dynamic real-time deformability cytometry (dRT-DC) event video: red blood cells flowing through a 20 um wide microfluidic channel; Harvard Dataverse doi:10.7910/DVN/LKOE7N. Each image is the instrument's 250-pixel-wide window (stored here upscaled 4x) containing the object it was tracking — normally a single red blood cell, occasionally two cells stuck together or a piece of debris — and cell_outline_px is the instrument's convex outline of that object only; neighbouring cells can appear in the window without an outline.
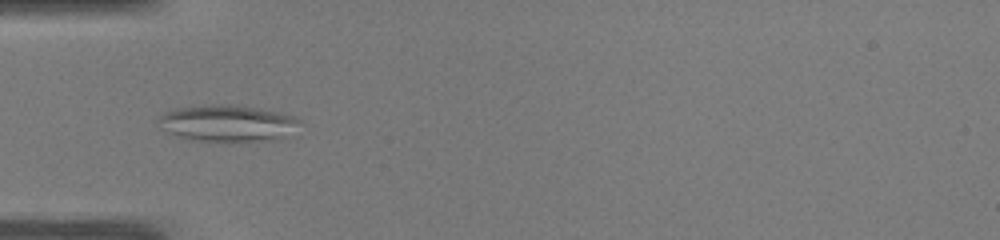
{"species": "common noctule bat (a hibernating species)", "species_latin": "Nyctalus noctula", "temperature_condition": "warm", "stored_images_in_passage": 37, "camera_frame_rate_fps": 3000, "um_per_image_px": 0.085, "animal": {"sex": "male", "body_mass_g": 19.0, "forearm_length_mm": 50.8}, "frame": {"image": 1, "passage_image": 3, "time_ms": 0.667, "image_size_px": [1000, 240], "cell_outline_px": [[300, 120], [280, 140], [192, 140], [176, 136], [160, 128], [156, 120], [160, 116], [168, 112], [180, 108], [204, 104], [236, 104], [280, 112], [292, 116]], "centroid_in_image_um": [19.27, 10.45], "position_along_channel_um": 65.7, "area_um2": 29.59}}
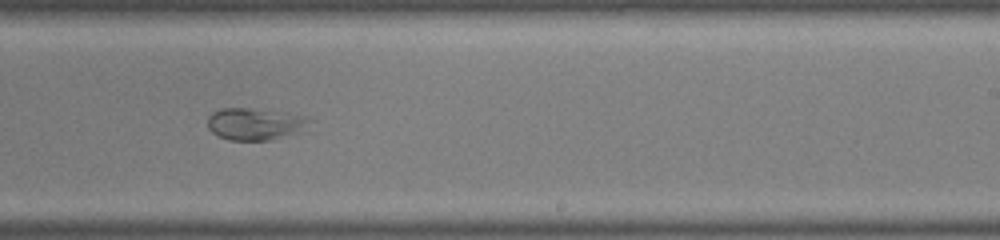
{"frame": {"image": 2, "passage_image": 18, "time_ms": 5.667, "image_size_px": [1000, 240], "cell_outline_px": [[312, 120], [300, 132], [268, 140], [228, 140], [212, 132], [208, 128], [208, 116], [212, 112], [220, 108], [252, 108], [288, 112], [308, 116]], "centroid_in_image_um": [21.69, 10.51], "position_along_channel_um": 267.3, "area_um2": 19.19}}
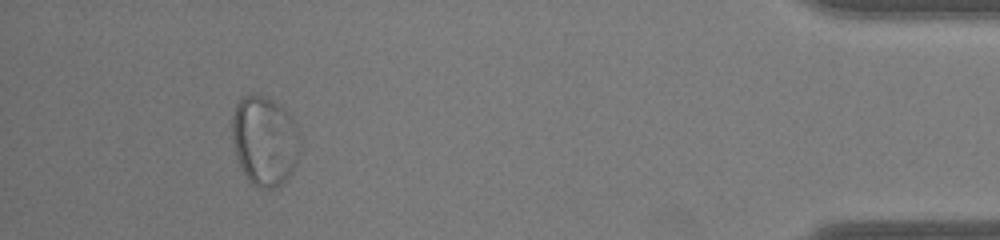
{"frame": {"image": 3, "passage_image": 33, "time_ms": 10.667, "image_size_px": [1000, 240], "cell_outline_px": [[300, 148], [296, 164], [288, 180], [272, 188], [256, 188], [248, 180], [236, 156], [232, 140], [232, 116], [236, 104], [240, 96], [264, 96], [280, 104], [288, 112], [296, 128], [300, 144]], "centroid_in_image_um": [22.49, 11.98], "position_along_channel_um": 412.7, "area_um2": 35.55}}